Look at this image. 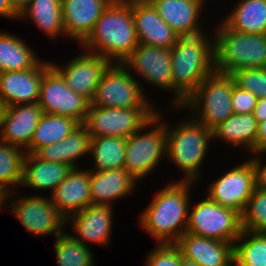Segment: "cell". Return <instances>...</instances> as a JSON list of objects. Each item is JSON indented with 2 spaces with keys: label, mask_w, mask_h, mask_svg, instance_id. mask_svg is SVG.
Instances as JSON below:
<instances>
[{
  "label": "cell",
  "mask_w": 266,
  "mask_h": 266,
  "mask_svg": "<svg viewBox=\"0 0 266 266\" xmlns=\"http://www.w3.org/2000/svg\"><path fill=\"white\" fill-rule=\"evenodd\" d=\"M202 32L179 37L171 47V107H181L200 83L215 71L214 37Z\"/></svg>",
  "instance_id": "1"
},
{
  "label": "cell",
  "mask_w": 266,
  "mask_h": 266,
  "mask_svg": "<svg viewBox=\"0 0 266 266\" xmlns=\"http://www.w3.org/2000/svg\"><path fill=\"white\" fill-rule=\"evenodd\" d=\"M138 45L132 0H113L81 43L86 51L100 55L110 63L120 64Z\"/></svg>",
  "instance_id": "2"
},
{
  "label": "cell",
  "mask_w": 266,
  "mask_h": 266,
  "mask_svg": "<svg viewBox=\"0 0 266 266\" xmlns=\"http://www.w3.org/2000/svg\"><path fill=\"white\" fill-rule=\"evenodd\" d=\"M159 190L140 214L141 228L158 244L176 243L186 232L193 182L172 181Z\"/></svg>",
  "instance_id": "3"
},
{
  "label": "cell",
  "mask_w": 266,
  "mask_h": 266,
  "mask_svg": "<svg viewBox=\"0 0 266 266\" xmlns=\"http://www.w3.org/2000/svg\"><path fill=\"white\" fill-rule=\"evenodd\" d=\"M166 160H170L182 170L180 181L196 183L200 177L201 165L207 156L212 131L192 116L170 128L166 123Z\"/></svg>",
  "instance_id": "4"
},
{
  "label": "cell",
  "mask_w": 266,
  "mask_h": 266,
  "mask_svg": "<svg viewBox=\"0 0 266 266\" xmlns=\"http://www.w3.org/2000/svg\"><path fill=\"white\" fill-rule=\"evenodd\" d=\"M215 29V71L232 75L241 69L266 68V34L237 32L222 21Z\"/></svg>",
  "instance_id": "5"
},
{
  "label": "cell",
  "mask_w": 266,
  "mask_h": 266,
  "mask_svg": "<svg viewBox=\"0 0 266 266\" xmlns=\"http://www.w3.org/2000/svg\"><path fill=\"white\" fill-rule=\"evenodd\" d=\"M234 84L232 75L214 71L181 107L173 109H187L190 116L212 131L234 114L231 102Z\"/></svg>",
  "instance_id": "6"
},
{
  "label": "cell",
  "mask_w": 266,
  "mask_h": 266,
  "mask_svg": "<svg viewBox=\"0 0 266 266\" xmlns=\"http://www.w3.org/2000/svg\"><path fill=\"white\" fill-rule=\"evenodd\" d=\"M162 117V112L157 111L142 129L126 138L124 168L136 181L152 173L166 158L167 129Z\"/></svg>",
  "instance_id": "7"
},
{
  "label": "cell",
  "mask_w": 266,
  "mask_h": 266,
  "mask_svg": "<svg viewBox=\"0 0 266 266\" xmlns=\"http://www.w3.org/2000/svg\"><path fill=\"white\" fill-rule=\"evenodd\" d=\"M120 63H111L102 74L89 106L111 108H156L139 81ZM147 97V98H146Z\"/></svg>",
  "instance_id": "8"
},
{
  "label": "cell",
  "mask_w": 266,
  "mask_h": 266,
  "mask_svg": "<svg viewBox=\"0 0 266 266\" xmlns=\"http://www.w3.org/2000/svg\"><path fill=\"white\" fill-rule=\"evenodd\" d=\"M186 232L234 245L242 232L241 215L223 207L207 195L190 210Z\"/></svg>",
  "instance_id": "9"
},
{
  "label": "cell",
  "mask_w": 266,
  "mask_h": 266,
  "mask_svg": "<svg viewBox=\"0 0 266 266\" xmlns=\"http://www.w3.org/2000/svg\"><path fill=\"white\" fill-rule=\"evenodd\" d=\"M158 108H111L89 106L83 125L91 137L115 136L128 138L142 129Z\"/></svg>",
  "instance_id": "10"
},
{
  "label": "cell",
  "mask_w": 266,
  "mask_h": 266,
  "mask_svg": "<svg viewBox=\"0 0 266 266\" xmlns=\"http://www.w3.org/2000/svg\"><path fill=\"white\" fill-rule=\"evenodd\" d=\"M38 104L43 113L86 120L90 102L70 89L61 74L51 65L43 74Z\"/></svg>",
  "instance_id": "11"
},
{
  "label": "cell",
  "mask_w": 266,
  "mask_h": 266,
  "mask_svg": "<svg viewBox=\"0 0 266 266\" xmlns=\"http://www.w3.org/2000/svg\"><path fill=\"white\" fill-rule=\"evenodd\" d=\"M16 197L9 201L11 214L29 233L57 237L64 232L62 228L67 225V220L51 202L50 196L48 199L40 195Z\"/></svg>",
  "instance_id": "12"
},
{
  "label": "cell",
  "mask_w": 266,
  "mask_h": 266,
  "mask_svg": "<svg viewBox=\"0 0 266 266\" xmlns=\"http://www.w3.org/2000/svg\"><path fill=\"white\" fill-rule=\"evenodd\" d=\"M255 186V168L249 159L213 180L206 193L214 202L242 215Z\"/></svg>",
  "instance_id": "13"
},
{
  "label": "cell",
  "mask_w": 266,
  "mask_h": 266,
  "mask_svg": "<svg viewBox=\"0 0 266 266\" xmlns=\"http://www.w3.org/2000/svg\"><path fill=\"white\" fill-rule=\"evenodd\" d=\"M50 63L64 78L66 85L89 102L94 97L102 74L111 64L102 56L86 50L83 54L73 57L62 67L56 63Z\"/></svg>",
  "instance_id": "14"
},
{
  "label": "cell",
  "mask_w": 266,
  "mask_h": 266,
  "mask_svg": "<svg viewBox=\"0 0 266 266\" xmlns=\"http://www.w3.org/2000/svg\"><path fill=\"white\" fill-rule=\"evenodd\" d=\"M129 70L140 74L148 84L172 91V68L170 49L139 44L123 62Z\"/></svg>",
  "instance_id": "15"
},
{
  "label": "cell",
  "mask_w": 266,
  "mask_h": 266,
  "mask_svg": "<svg viewBox=\"0 0 266 266\" xmlns=\"http://www.w3.org/2000/svg\"><path fill=\"white\" fill-rule=\"evenodd\" d=\"M50 66L40 60L28 70L0 73V103L4 107L38 103L43 74Z\"/></svg>",
  "instance_id": "16"
},
{
  "label": "cell",
  "mask_w": 266,
  "mask_h": 266,
  "mask_svg": "<svg viewBox=\"0 0 266 266\" xmlns=\"http://www.w3.org/2000/svg\"><path fill=\"white\" fill-rule=\"evenodd\" d=\"M42 114L38 103L4 107L0 140L27 150Z\"/></svg>",
  "instance_id": "17"
},
{
  "label": "cell",
  "mask_w": 266,
  "mask_h": 266,
  "mask_svg": "<svg viewBox=\"0 0 266 266\" xmlns=\"http://www.w3.org/2000/svg\"><path fill=\"white\" fill-rule=\"evenodd\" d=\"M113 206L90 205L67 219L74 234L72 235L81 243L89 246L88 243L108 245L112 234ZM78 234V235H77ZM76 235V236H75Z\"/></svg>",
  "instance_id": "18"
},
{
  "label": "cell",
  "mask_w": 266,
  "mask_h": 266,
  "mask_svg": "<svg viewBox=\"0 0 266 266\" xmlns=\"http://www.w3.org/2000/svg\"><path fill=\"white\" fill-rule=\"evenodd\" d=\"M132 16L139 44L171 49L179 39L149 1L132 0Z\"/></svg>",
  "instance_id": "19"
},
{
  "label": "cell",
  "mask_w": 266,
  "mask_h": 266,
  "mask_svg": "<svg viewBox=\"0 0 266 266\" xmlns=\"http://www.w3.org/2000/svg\"><path fill=\"white\" fill-rule=\"evenodd\" d=\"M182 257L198 266H234V245L185 232L175 243Z\"/></svg>",
  "instance_id": "20"
},
{
  "label": "cell",
  "mask_w": 266,
  "mask_h": 266,
  "mask_svg": "<svg viewBox=\"0 0 266 266\" xmlns=\"http://www.w3.org/2000/svg\"><path fill=\"white\" fill-rule=\"evenodd\" d=\"M113 0H61L65 37L82 43Z\"/></svg>",
  "instance_id": "21"
},
{
  "label": "cell",
  "mask_w": 266,
  "mask_h": 266,
  "mask_svg": "<svg viewBox=\"0 0 266 266\" xmlns=\"http://www.w3.org/2000/svg\"><path fill=\"white\" fill-rule=\"evenodd\" d=\"M51 195V202L66 218L92 205L90 169L72 168Z\"/></svg>",
  "instance_id": "22"
},
{
  "label": "cell",
  "mask_w": 266,
  "mask_h": 266,
  "mask_svg": "<svg viewBox=\"0 0 266 266\" xmlns=\"http://www.w3.org/2000/svg\"><path fill=\"white\" fill-rule=\"evenodd\" d=\"M159 16L182 36H192L203 32L200 17L204 0H150Z\"/></svg>",
  "instance_id": "23"
},
{
  "label": "cell",
  "mask_w": 266,
  "mask_h": 266,
  "mask_svg": "<svg viewBox=\"0 0 266 266\" xmlns=\"http://www.w3.org/2000/svg\"><path fill=\"white\" fill-rule=\"evenodd\" d=\"M137 181L125 169L90 171V198L92 205H110L132 194Z\"/></svg>",
  "instance_id": "24"
},
{
  "label": "cell",
  "mask_w": 266,
  "mask_h": 266,
  "mask_svg": "<svg viewBox=\"0 0 266 266\" xmlns=\"http://www.w3.org/2000/svg\"><path fill=\"white\" fill-rule=\"evenodd\" d=\"M91 134L87 128L80 124L61 142L40 148L35 155L47 162H58L78 168L77 159L90 151Z\"/></svg>",
  "instance_id": "25"
},
{
  "label": "cell",
  "mask_w": 266,
  "mask_h": 266,
  "mask_svg": "<svg viewBox=\"0 0 266 266\" xmlns=\"http://www.w3.org/2000/svg\"><path fill=\"white\" fill-rule=\"evenodd\" d=\"M71 170L72 167L65 163L47 162L35 154H26L21 187L53 193Z\"/></svg>",
  "instance_id": "26"
},
{
  "label": "cell",
  "mask_w": 266,
  "mask_h": 266,
  "mask_svg": "<svg viewBox=\"0 0 266 266\" xmlns=\"http://www.w3.org/2000/svg\"><path fill=\"white\" fill-rule=\"evenodd\" d=\"M258 121L253 113L233 114L212 130V139L218 138L228 144L250 153H256Z\"/></svg>",
  "instance_id": "27"
},
{
  "label": "cell",
  "mask_w": 266,
  "mask_h": 266,
  "mask_svg": "<svg viewBox=\"0 0 266 266\" xmlns=\"http://www.w3.org/2000/svg\"><path fill=\"white\" fill-rule=\"evenodd\" d=\"M236 4L223 22L237 32L266 34V0H239Z\"/></svg>",
  "instance_id": "28"
},
{
  "label": "cell",
  "mask_w": 266,
  "mask_h": 266,
  "mask_svg": "<svg viewBox=\"0 0 266 266\" xmlns=\"http://www.w3.org/2000/svg\"><path fill=\"white\" fill-rule=\"evenodd\" d=\"M26 18L52 39L65 36L61 0H32L19 15L20 20Z\"/></svg>",
  "instance_id": "29"
},
{
  "label": "cell",
  "mask_w": 266,
  "mask_h": 266,
  "mask_svg": "<svg viewBox=\"0 0 266 266\" xmlns=\"http://www.w3.org/2000/svg\"><path fill=\"white\" fill-rule=\"evenodd\" d=\"M79 125L73 118L43 113L25 152L35 154L42 147L61 142Z\"/></svg>",
  "instance_id": "30"
},
{
  "label": "cell",
  "mask_w": 266,
  "mask_h": 266,
  "mask_svg": "<svg viewBox=\"0 0 266 266\" xmlns=\"http://www.w3.org/2000/svg\"><path fill=\"white\" fill-rule=\"evenodd\" d=\"M40 59L26 42L9 32H0V73L33 68Z\"/></svg>",
  "instance_id": "31"
},
{
  "label": "cell",
  "mask_w": 266,
  "mask_h": 266,
  "mask_svg": "<svg viewBox=\"0 0 266 266\" xmlns=\"http://www.w3.org/2000/svg\"><path fill=\"white\" fill-rule=\"evenodd\" d=\"M26 154L25 150L0 140V191L6 204L15 195L16 186L21 187Z\"/></svg>",
  "instance_id": "32"
},
{
  "label": "cell",
  "mask_w": 266,
  "mask_h": 266,
  "mask_svg": "<svg viewBox=\"0 0 266 266\" xmlns=\"http://www.w3.org/2000/svg\"><path fill=\"white\" fill-rule=\"evenodd\" d=\"M126 138L115 136L91 137L89 155L94 162L90 171L122 169L125 164Z\"/></svg>",
  "instance_id": "33"
},
{
  "label": "cell",
  "mask_w": 266,
  "mask_h": 266,
  "mask_svg": "<svg viewBox=\"0 0 266 266\" xmlns=\"http://www.w3.org/2000/svg\"><path fill=\"white\" fill-rule=\"evenodd\" d=\"M234 266H266V233L242 230L234 243Z\"/></svg>",
  "instance_id": "34"
},
{
  "label": "cell",
  "mask_w": 266,
  "mask_h": 266,
  "mask_svg": "<svg viewBox=\"0 0 266 266\" xmlns=\"http://www.w3.org/2000/svg\"><path fill=\"white\" fill-rule=\"evenodd\" d=\"M54 251L58 266H95L91 248L78 241L71 233L54 237Z\"/></svg>",
  "instance_id": "35"
},
{
  "label": "cell",
  "mask_w": 266,
  "mask_h": 266,
  "mask_svg": "<svg viewBox=\"0 0 266 266\" xmlns=\"http://www.w3.org/2000/svg\"><path fill=\"white\" fill-rule=\"evenodd\" d=\"M242 230L266 233V188L255 186L241 215Z\"/></svg>",
  "instance_id": "36"
},
{
  "label": "cell",
  "mask_w": 266,
  "mask_h": 266,
  "mask_svg": "<svg viewBox=\"0 0 266 266\" xmlns=\"http://www.w3.org/2000/svg\"><path fill=\"white\" fill-rule=\"evenodd\" d=\"M235 84L257 98H266V68H246L232 74Z\"/></svg>",
  "instance_id": "37"
},
{
  "label": "cell",
  "mask_w": 266,
  "mask_h": 266,
  "mask_svg": "<svg viewBox=\"0 0 266 266\" xmlns=\"http://www.w3.org/2000/svg\"><path fill=\"white\" fill-rule=\"evenodd\" d=\"M182 253L175 243L158 244L150 251L145 266H180Z\"/></svg>",
  "instance_id": "38"
},
{
  "label": "cell",
  "mask_w": 266,
  "mask_h": 266,
  "mask_svg": "<svg viewBox=\"0 0 266 266\" xmlns=\"http://www.w3.org/2000/svg\"><path fill=\"white\" fill-rule=\"evenodd\" d=\"M257 101L254 94L234 84L231 98L234 114L254 113Z\"/></svg>",
  "instance_id": "39"
},
{
  "label": "cell",
  "mask_w": 266,
  "mask_h": 266,
  "mask_svg": "<svg viewBox=\"0 0 266 266\" xmlns=\"http://www.w3.org/2000/svg\"><path fill=\"white\" fill-rule=\"evenodd\" d=\"M264 154H266V152L254 153V157L250 158V160L255 168L256 186L266 188V163L263 165L262 162V156ZM257 155L261 156L259 157Z\"/></svg>",
  "instance_id": "40"
},
{
  "label": "cell",
  "mask_w": 266,
  "mask_h": 266,
  "mask_svg": "<svg viewBox=\"0 0 266 266\" xmlns=\"http://www.w3.org/2000/svg\"><path fill=\"white\" fill-rule=\"evenodd\" d=\"M266 152V121L258 122L256 153Z\"/></svg>",
  "instance_id": "41"
},
{
  "label": "cell",
  "mask_w": 266,
  "mask_h": 266,
  "mask_svg": "<svg viewBox=\"0 0 266 266\" xmlns=\"http://www.w3.org/2000/svg\"><path fill=\"white\" fill-rule=\"evenodd\" d=\"M0 15L10 19H19V14L14 10L10 0H0Z\"/></svg>",
  "instance_id": "42"
},
{
  "label": "cell",
  "mask_w": 266,
  "mask_h": 266,
  "mask_svg": "<svg viewBox=\"0 0 266 266\" xmlns=\"http://www.w3.org/2000/svg\"><path fill=\"white\" fill-rule=\"evenodd\" d=\"M253 114L258 122L266 121V98H258Z\"/></svg>",
  "instance_id": "43"
},
{
  "label": "cell",
  "mask_w": 266,
  "mask_h": 266,
  "mask_svg": "<svg viewBox=\"0 0 266 266\" xmlns=\"http://www.w3.org/2000/svg\"><path fill=\"white\" fill-rule=\"evenodd\" d=\"M32 0H10L14 10L20 15Z\"/></svg>",
  "instance_id": "44"
},
{
  "label": "cell",
  "mask_w": 266,
  "mask_h": 266,
  "mask_svg": "<svg viewBox=\"0 0 266 266\" xmlns=\"http://www.w3.org/2000/svg\"><path fill=\"white\" fill-rule=\"evenodd\" d=\"M180 266H198L193 261L187 260L184 257H181Z\"/></svg>",
  "instance_id": "45"
},
{
  "label": "cell",
  "mask_w": 266,
  "mask_h": 266,
  "mask_svg": "<svg viewBox=\"0 0 266 266\" xmlns=\"http://www.w3.org/2000/svg\"><path fill=\"white\" fill-rule=\"evenodd\" d=\"M3 111H4V106L0 103V131L2 125Z\"/></svg>",
  "instance_id": "46"
}]
</instances>
